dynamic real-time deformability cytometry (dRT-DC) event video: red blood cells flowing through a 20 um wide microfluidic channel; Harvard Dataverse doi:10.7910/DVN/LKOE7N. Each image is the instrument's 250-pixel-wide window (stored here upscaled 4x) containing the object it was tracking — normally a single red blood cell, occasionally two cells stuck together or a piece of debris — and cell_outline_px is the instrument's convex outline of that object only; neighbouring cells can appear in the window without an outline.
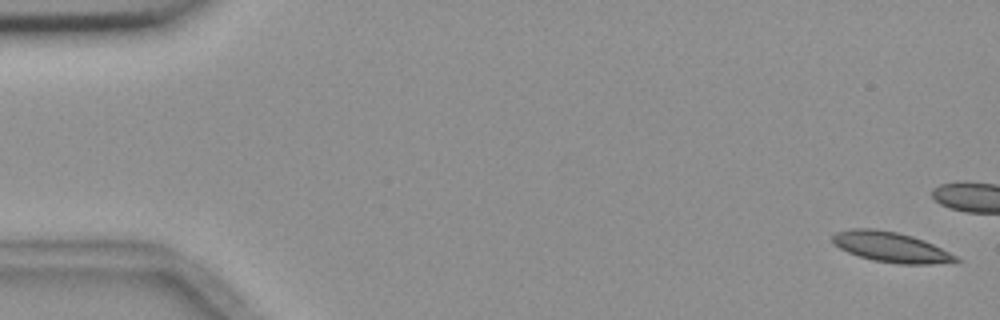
{"species": "common noctule bat (a hibernating species)", "species_latin": "Nyctalus noctula", "temperature_condition": "room temperature", "stored_images_in_passage": 5, "camera_frame_rate_fps": 3000, "um_per_image_px": 0.085, "animal": {"sex": "female", "body_mass_g": 18.4}, "frame": {"image": 1, "passage_image": 1, "time_ms": 0.0, "image_size_px": [1000, 320], "cell_outline_px": [[964, 260], [932, 264], [896, 264], [872, 260], [848, 252], [840, 248], [832, 240], [832, 236], [836, 232], [852, 228], [872, 228], [896, 232], [912, 236], [924, 240]], "centroid_in_image_um": [75.72, 21.0], "position_along_channel_um": 9.3, "area_um2": 21.5}}